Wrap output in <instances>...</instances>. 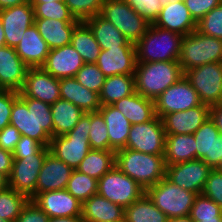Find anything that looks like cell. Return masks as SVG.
<instances>
[{
  "label": "cell",
  "mask_w": 222,
  "mask_h": 222,
  "mask_svg": "<svg viewBox=\"0 0 222 222\" xmlns=\"http://www.w3.org/2000/svg\"><path fill=\"white\" fill-rule=\"evenodd\" d=\"M10 125L21 135L40 142L44 147H49L53 137L51 105L18 95L12 106Z\"/></svg>",
  "instance_id": "1"
},
{
  "label": "cell",
  "mask_w": 222,
  "mask_h": 222,
  "mask_svg": "<svg viewBox=\"0 0 222 222\" xmlns=\"http://www.w3.org/2000/svg\"><path fill=\"white\" fill-rule=\"evenodd\" d=\"M183 76L178 61L137 62L135 89L143 97L154 101Z\"/></svg>",
  "instance_id": "2"
},
{
  "label": "cell",
  "mask_w": 222,
  "mask_h": 222,
  "mask_svg": "<svg viewBox=\"0 0 222 222\" xmlns=\"http://www.w3.org/2000/svg\"><path fill=\"white\" fill-rule=\"evenodd\" d=\"M115 165L147 190L166 177L164 155H151L123 148L115 152Z\"/></svg>",
  "instance_id": "3"
},
{
  "label": "cell",
  "mask_w": 222,
  "mask_h": 222,
  "mask_svg": "<svg viewBox=\"0 0 222 222\" xmlns=\"http://www.w3.org/2000/svg\"><path fill=\"white\" fill-rule=\"evenodd\" d=\"M182 35L150 24L135 44L136 62L178 61Z\"/></svg>",
  "instance_id": "4"
},
{
  "label": "cell",
  "mask_w": 222,
  "mask_h": 222,
  "mask_svg": "<svg viewBox=\"0 0 222 222\" xmlns=\"http://www.w3.org/2000/svg\"><path fill=\"white\" fill-rule=\"evenodd\" d=\"M90 112L85 113L76 126L67 134L52 137L49 151L73 170L91 150L88 137L90 133Z\"/></svg>",
  "instance_id": "5"
},
{
  "label": "cell",
  "mask_w": 222,
  "mask_h": 222,
  "mask_svg": "<svg viewBox=\"0 0 222 222\" xmlns=\"http://www.w3.org/2000/svg\"><path fill=\"white\" fill-rule=\"evenodd\" d=\"M178 62L184 73L204 64L222 62V40L195 30L182 37Z\"/></svg>",
  "instance_id": "6"
},
{
  "label": "cell",
  "mask_w": 222,
  "mask_h": 222,
  "mask_svg": "<svg viewBox=\"0 0 222 222\" xmlns=\"http://www.w3.org/2000/svg\"><path fill=\"white\" fill-rule=\"evenodd\" d=\"M146 194L168 219L189 216L196 193L182 189L166 177L146 190Z\"/></svg>",
  "instance_id": "7"
},
{
  "label": "cell",
  "mask_w": 222,
  "mask_h": 222,
  "mask_svg": "<svg viewBox=\"0 0 222 222\" xmlns=\"http://www.w3.org/2000/svg\"><path fill=\"white\" fill-rule=\"evenodd\" d=\"M145 193L146 190L142 186L124 174L116 165L98 180L97 194L124 209Z\"/></svg>",
  "instance_id": "8"
},
{
  "label": "cell",
  "mask_w": 222,
  "mask_h": 222,
  "mask_svg": "<svg viewBox=\"0 0 222 222\" xmlns=\"http://www.w3.org/2000/svg\"><path fill=\"white\" fill-rule=\"evenodd\" d=\"M100 15L133 44L141 39L150 26L125 0H104Z\"/></svg>",
  "instance_id": "9"
},
{
  "label": "cell",
  "mask_w": 222,
  "mask_h": 222,
  "mask_svg": "<svg viewBox=\"0 0 222 222\" xmlns=\"http://www.w3.org/2000/svg\"><path fill=\"white\" fill-rule=\"evenodd\" d=\"M49 152V147H43L37 154L14 158L8 186L33 200L36 197L38 174Z\"/></svg>",
  "instance_id": "10"
},
{
  "label": "cell",
  "mask_w": 222,
  "mask_h": 222,
  "mask_svg": "<svg viewBox=\"0 0 222 222\" xmlns=\"http://www.w3.org/2000/svg\"><path fill=\"white\" fill-rule=\"evenodd\" d=\"M184 76L209 107L222 103V62L204 64L187 70Z\"/></svg>",
  "instance_id": "11"
},
{
  "label": "cell",
  "mask_w": 222,
  "mask_h": 222,
  "mask_svg": "<svg viewBox=\"0 0 222 222\" xmlns=\"http://www.w3.org/2000/svg\"><path fill=\"white\" fill-rule=\"evenodd\" d=\"M166 133L162 119L157 115L150 121L134 124L126 142L128 149L151 155H164Z\"/></svg>",
  "instance_id": "12"
},
{
  "label": "cell",
  "mask_w": 222,
  "mask_h": 222,
  "mask_svg": "<svg viewBox=\"0 0 222 222\" xmlns=\"http://www.w3.org/2000/svg\"><path fill=\"white\" fill-rule=\"evenodd\" d=\"M201 104L198 93L185 76L154 100L155 113L159 118L173 112L186 111Z\"/></svg>",
  "instance_id": "13"
},
{
  "label": "cell",
  "mask_w": 222,
  "mask_h": 222,
  "mask_svg": "<svg viewBox=\"0 0 222 222\" xmlns=\"http://www.w3.org/2000/svg\"><path fill=\"white\" fill-rule=\"evenodd\" d=\"M212 168L200 159L180 162L166 167V178L182 189L201 194Z\"/></svg>",
  "instance_id": "14"
},
{
  "label": "cell",
  "mask_w": 222,
  "mask_h": 222,
  "mask_svg": "<svg viewBox=\"0 0 222 222\" xmlns=\"http://www.w3.org/2000/svg\"><path fill=\"white\" fill-rule=\"evenodd\" d=\"M19 97L33 98L52 105L61 98L60 79L50 75L42 67H31L27 71Z\"/></svg>",
  "instance_id": "15"
},
{
  "label": "cell",
  "mask_w": 222,
  "mask_h": 222,
  "mask_svg": "<svg viewBox=\"0 0 222 222\" xmlns=\"http://www.w3.org/2000/svg\"><path fill=\"white\" fill-rule=\"evenodd\" d=\"M34 19V9L29 1L0 10L6 46L15 48L27 28L34 24Z\"/></svg>",
  "instance_id": "16"
},
{
  "label": "cell",
  "mask_w": 222,
  "mask_h": 222,
  "mask_svg": "<svg viewBox=\"0 0 222 222\" xmlns=\"http://www.w3.org/2000/svg\"><path fill=\"white\" fill-rule=\"evenodd\" d=\"M210 118V107L201 104L186 111L164 115L162 123L166 135L194 134Z\"/></svg>",
  "instance_id": "17"
},
{
  "label": "cell",
  "mask_w": 222,
  "mask_h": 222,
  "mask_svg": "<svg viewBox=\"0 0 222 222\" xmlns=\"http://www.w3.org/2000/svg\"><path fill=\"white\" fill-rule=\"evenodd\" d=\"M193 135L197 144V159L215 169L222 157V135L214 121L208 118Z\"/></svg>",
  "instance_id": "18"
},
{
  "label": "cell",
  "mask_w": 222,
  "mask_h": 222,
  "mask_svg": "<svg viewBox=\"0 0 222 222\" xmlns=\"http://www.w3.org/2000/svg\"><path fill=\"white\" fill-rule=\"evenodd\" d=\"M28 69L15 48L0 47V90L19 92L25 83Z\"/></svg>",
  "instance_id": "19"
},
{
  "label": "cell",
  "mask_w": 222,
  "mask_h": 222,
  "mask_svg": "<svg viewBox=\"0 0 222 222\" xmlns=\"http://www.w3.org/2000/svg\"><path fill=\"white\" fill-rule=\"evenodd\" d=\"M33 201L49 218L81 216L82 203L66 189L39 193Z\"/></svg>",
  "instance_id": "20"
},
{
  "label": "cell",
  "mask_w": 222,
  "mask_h": 222,
  "mask_svg": "<svg viewBox=\"0 0 222 222\" xmlns=\"http://www.w3.org/2000/svg\"><path fill=\"white\" fill-rule=\"evenodd\" d=\"M83 65L81 55L69 44L50 50L41 67L53 77L63 79L75 77Z\"/></svg>",
  "instance_id": "21"
},
{
  "label": "cell",
  "mask_w": 222,
  "mask_h": 222,
  "mask_svg": "<svg viewBox=\"0 0 222 222\" xmlns=\"http://www.w3.org/2000/svg\"><path fill=\"white\" fill-rule=\"evenodd\" d=\"M136 48L118 47L101 50L96 61L106 77L113 75H134L136 68Z\"/></svg>",
  "instance_id": "22"
},
{
  "label": "cell",
  "mask_w": 222,
  "mask_h": 222,
  "mask_svg": "<svg viewBox=\"0 0 222 222\" xmlns=\"http://www.w3.org/2000/svg\"><path fill=\"white\" fill-rule=\"evenodd\" d=\"M153 25L185 36L196 30L197 22L182 0L163 5Z\"/></svg>",
  "instance_id": "23"
},
{
  "label": "cell",
  "mask_w": 222,
  "mask_h": 222,
  "mask_svg": "<svg viewBox=\"0 0 222 222\" xmlns=\"http://www.w3.org/2000/svg\"><path fill=\"white\" fill-rule=\"evenodd\" d=\"M72 171L69 165L49 152L38 174L36 196L47 191L66 189Z\"/></svg>",
  "instance_id": "24"
},
{
  "label": "cell",
  "mask_w": 222,
  "mask_h": 222,
  "mask_svg": "<svg viewBox=\"0 0 222 222\" xmlns=\"http://www.w3.org/2000/svg\"><path fill=\"white\" fill-rule=\"evenodd\" d=\"M15 50L29 68L41 67L50 52V48L39 34L35 24L27 28Z\"/></svg>",
  "instance_id": "25"
},
{
  "label": "cell",
  "mask_w": 222,
  "mask_h": 222,
  "mask_svg": "<svg viewBox=\"0 0 222 222\" xmlns=\"http://www.w3.org/2000/svg\"><path fill=\"white\" fill-rule=\"evenodd\" d=\"M78 20L35 18L34 24L50 50L69 45Z\"/></svg>",
  "instance_id": "26"
},
{
  "label": "cell",
  "mask_w": 222,
  "mask_h": 222,
  "mask_svg": "<svg viewBox=\"0 0 222 222\" xmlns=\"http://www.w3.org/2000/svg\"><path fill=\"white\" fill-rule=\"evenodd\" d=\"M125 209L95 194L82 203L81 217L85 222H116L124 219Z\"/></svg>",
  "instance_id": "27"
},
{
  "label": "cell",
  "mask_w": 222,
  "mask_h": 222,
  "mask_svg": "<svg viewBox=\"0 0 222 222\" xmlns=\"http://www.w3.org/2000/svg\"><path fill=\"white\" fill-rule=\"evenodd\" d=\"M60 97L73 103L84 113L101 108L99 94L82 86L74 77L60 79Z\"/></svg>",
  "instance_id": "28"
},
{
  "label": "cell",
  "mask_w": 222,
  "mask_h": 222,
  "mask_svg": "<svg viewBox=\"0 0 222 222\" xmlns=\"http://www.w3.org/2000/svg\"><path fill=\"white\" fill-rule=\"evenodd\" d=\"M98 111L102 114L108 130L109 150L116 152L125 148L131 123L112 105L101 106Z\"/></svg>",
  "instance_id": "29"
},
{
  "label": "cell",
  "mask_w": 222,
  "mask_h": 222,
  "mask_svg": "<svg viewBox=\"0 0 222 222\" xmlns=\"http://www.w3.org/2000/svg\"><path fill=\"white\" fill-rule=\"evenodd\" d=\"M112 106L119 110L131 125L146 123L156 116L154 101L137 92L114 102Z\"/></svg>",
  "instance_id": "30"
},
{
  "label": "cell",
  "mask_w": 222,
  "mask_h": 222,
  "mask_svg": "<svg viewBox=\"0 0 222 222\" xmlns=\"http://www.w3.org/2000/svg\"><path fill=\"white\" fill-rule=\"evenodd\" d=\"M85 23L90 27L102 50L118 47H135V44L129 42L110 21L100 14L89 18Z\"/></svg>",
  "instance_id": "31"
},
{
  "label": "cell",
  "mask_w": 222,
  "mask_h": 222,
  "mask_svg": "<svg viewBox=\"0 0 222 222\" xmlns=\"http://www.w3.org/2000/svg\"><path fill=\"white\" fill-rule=\"evenodd\" d=\"M164 159L166 166L197 159V144L194 135H166Z\"/></svg>",
  "instance_id": "32"
},
{
  "label": "cell",
  "mask_w": 222,
  "mask_h": 222,
  "mask_svg": "<svg viewBox=\"0 0 222 222\" xmlns=\"http://www.w3.org/2000/svg\"><path fill=\"white\" fill-rule=\"evenodd\" d=\"M53 137L69 133L85 114L73 103L60 98L51 105Z\"/></svg>",
  "instance_id": "33"
},
{
  "label": "cell",
  "mask_w": 222,
  "mask_h": 222,
  "mask_svg": "<svg viewBox=\"0 0 222 222\" xmlns=\"http://www.w3.org/2000/svg\"><path fill=\"white\" fill-rule=\"evenodd\" d=\"M136 92L134 75H113L105 78L99 94L101 106L112 105L114 102Z\"/></svg>",
  "instance_id": "34"
},
{
  "label": "cell",
  "mask_w": 222,
  "mask_h": 222,
  "mask_svg": "<svg viewBox=\"0 0 222 222\" xmlns=\"http://www.w3.org/2000/svg\"><path fill=\"white\" fill-rule=\"evenodd\" d=\"M113 166H115V151L91 149L76 170L99 180Z\"/></svg>",
  "instance_id": "35"
},
{
  "label": "cell",
  "mask_w": 222,
  "mask_h": 222,
  "mask_svg": "<svg viewBox=\"0 0 222 222\" xmlns=\"http://www.w3.org/2000/svg\"><path fill=\"white\" fill-rule=\"evenodd\" d=\"M70 44L81 55L84 63H96L102 50L85 22H80L75 27Z\"/></svg>",
  "instance_id": "36"
},
{
  "label": "cell",
  "mask_w": 222,
  "mask_h": 222,
  "mask_svg": "<svg viewBox=\"0 0 222 222\" xmlns=\"http://www.w3.org/2000/svg\"><path fill=\"white\" fill-rule=\"evenodd\" d=\"M124 219L126 222H167L168 217L145 193L125 208Z\"/></svg>",
  "instance_id": "37"
},
{
  "label": "cell",
  "mask_w": 222,
  "mask_h": 222,
  "mask_svg": "<svg viewBox=\"0 0 222 222\" xmlns=\"http://www.w3.org/2000/svg\"><path fill=\"white\" fill-rule=\"evenodd\" d=\"M28 200L9 186L0 190V219L15 222Z\"/></svg>",
  "instance_id": "38"
},
{
  "label": "cell",
  "mask_w": 222,
  "mask_h": 222,
  "mask_svg": "<svg viewBox=\"0 0 222 222\" xmlns=\"http://www.w3.org/2000/svg\"><path fill=\"white\" fill-rule=\"evenodd\" d=\"M98 180L73 170L68 181L66 190L75 197L78 201L83 203L91 196L97 194Z\"/></svg>",
  "instance_id": "39"
},
{
  "label": "cell",
  "mask_w": 222,
  "mask_h": 222,
  "mask_svg": "<svg viewBox=\"0 0 222 222\" xmlns=\"http://www.w3.org/2000/svg\"><path fill=\"white\" fill-rule=\"evenodd\" d=\"M90 124L88 141L91 149L109 150L108 130L99 111L90 112Z\"/></svg>",
  "instance_id": "40"
},
{
  "label": "cell",
  "mask_w": 222,
  "mask_h": 222,
  "mask_svg": "<svg viewBox=\"0 0 222 222\" xmlns=\"http://www.w3.org/2000/svg\"><path fill=\"white\" fill-rule=\"evenodd\" d=\"M189 217L194 222L216 220V218H222V208L210 198L199 194L195 197Z\"/></svg>",
  "instance_id": "41"
},
{
  "label": "cell",
  "mask_w": 222,
  "mask_h": 222,
  "mask_svg": "<svg viewBox=\"0 0 222 222\" xmlns=\"http://www.w3.org/2000/svg\"><path fill=\"white\" fill-rule=\"evenodd\" d=\"M74 78L85 88L100 94L106 76L96 63H84Z\"/></svg>",
  "instance_id": "42"
},
{
  "label": "cell",
  "mask_w": 222,
  "mask_h": 222,
  "mask_svg": "<svg viewBox=\"0 0 222 222\" xmlns=\"http://www.w3.org/2000/svg\"><path fill=\"white\" fill-rule=\"evenodd\" d=\"M34 18H48L57 20H75L64 1L31 3Z\"/></svg>",
  "instance_id": "43"
},
{
  "label": "cell",
  "mask_w": 222,
  "mask_h": 222,
  "mask_svg": "<svg viewBox=\"0 0 222 222\" xmlns=\"http://www.w3.org/2000/svg\"><path fill=\"white\" fill-rule=\"evenodd\" d=\"M75 20L85 22L100 14L104 0H64Z\"/></svg>",
  "instance_id": "44"
},
{
  "label": "cell",
  "mask_w": 222,
  "mask_h": 222,
  "mask_svg": "<svg viewBox=\"0 0 222 222\" xmlns=\"http://www.w3.org/2000/svg\"><path fill=\"white\" fill-rule=\"evenodd\" d=\"M196 30L222 40V2L197 22Z\"/></svg>",
  "instance_id": "45"
},
{
  "label": "cell",
  "mask_w": 222,
  "mask_h": 222,
  "mask_svg": "<svg viewBox=\"0 0 222 222\" xmlns=\"http://www.w3.org/2000/svg\"><path fill=\"white\" fill-rule=\"evenodd\" d=\"M149 24L157 20L162 4L160 0H125Z\"/></svg>",
  "instance_id": "46"
},
{
  "label": "cell",
  "mask_w": 222,
  "mask_h": 222,
  "mask_svg": "<svg viewBox=\"0 0 222 222\" xmlns=\"http://www.w3.org/2000/svg\"><path fill=\"white\" fill-rule=\"evenodd\" d=\"M222 208V172L212 169L205 182L202 193Z\"/></svg>",
  "instance_id": "47"
},
{
  "label": "cell",
  "mask_w": 222,
  "mask_h": 222,
  "mask_svg": "<svg viewBox=\"0 0 222 222\" xmlns=\"http://www.w3.org/2000/svg\"><path fill=\"white\" fill-rule=\"evenodd\" d=\"M18 95V91L0 90V131L10 124L12 106Z\"/></svg>",
  "instance_id": "48"
},
{
  "label": "cell",
  "mask_w": 222,
  "mask_h": 222,
  "mask_svg": "<svg viewBox=\"0 0 222 222\" xmlns=\"http://www.w3.org/2000/svg\"><path fill=\"white\" fill-rule=\"evenodd\" d=\"M49 216L33 200H28L15 222H48Z\"/></svg>",
  "instance_id": "49"
},
{
  "label": "cell",
  "mask_w": 222,
  "mask_h": 222,
  "mask_svg": "<svg viewBox=\"0 0 222 222\" xmlns=\"http://www.w3.org/2000/svg\"><path fill=\"white\" fill-rule=\"evenodd\" d=\"M184 2L191 16L198 22L208 12L218 6L222 0H184Z\"/></svg>",
  "instance_id": "50"
},
{
  "label": "cell",
  "mask_w": 222,
  "mask_h": 222,
  "mask_svg": "<svg viewBox=\"0 0 222 222\" xmlns=\"http://www.w3.org/2000/svg\"><path fill=\"white\" fill-rule=\"evenodd\" d=\"M43 147L40 142L21 135L12 154L14 158H25L28 155L37 154Z\"/></svg>",
  "instance_id": "51"
},
{
  "label": "cell",
  "mask_w": 222,
  "mask_h": 222,
  "mask_svg": "<svg viewBox=\"0 0 222 222\" xmlns=\"http://www.w3.org/2000/svg\"><path fill=\"white\" fill-rule=\"evenodd\" d=\"M20 137V132L14 126L10 124L5 126L0 131V147L3 150L13 152Z\"/></svg>",
  "instance_id": "52"
},
{
  "label": "cell",
  "mask_w": 222,
  "mask_h": 222,
  "mask_svg": "<svg viewBox=\"0 0 222 222\" xmlns=\"http://www.w3.org/2000/svg\"><path fill=\"white\" fill-rule=\"evenodd\" d=\"M13 160L14 157L12 152L3 150L0 147V173L4 174L7 178L10 177Z\"/></svg>",
  "instance_id": "53"
},
{
  "label": "cell",
  "mask_w": 222,
  "mask_h": 222,
  "mask_svg": "<svg viewBox=\"0 0 222 222\" xmlns=\"http://www.w3.org/2000/svg\"><path fill=\"white\" fill-rule=\"evenodd\" d=\"M210 118L214 121L217 129L222 135V103L210 107Z\"/></svg>",
  "instance_id": "54"
},
{
  "label": "cell",
  "mask_w": 222,
  "mask_h": 222,
  "mask_svg": "<svg viewBox=\"0 0 222 222\" xmlns=\"http://www.w3.org/2000/svg\"><path fill=\"white\" fill-rule=\"evenodd\" d=\"M48 222H85V220L81 216L53 217L49 218Z\"/></svg>",
  "instance_id": "55"
},
{
  "label": "cell",
  "mask_w": 222,
  "mask_h": 222,
  "mask_svg": "<svg viewBox=\"0 0 222 222\" xmlns=\"http://www.w3.org/2000/svg\"><path fill=\"white\" fill-rule=\"evenodd\" d=\"M28 1L29 0H0V10L14 7L26 3Z\"/></svg>",
  "instance_id": "56"
},
{
  "label": "cell",
  "mask_w": 222,
  "mask_h": 222,
  "mask_svg": "<svg viewBox=\"0 0 222 222\" xmlns=\"http://www.w3.org/2000/svg\"><path fill=\"white\" fill-rule=\"evenodd\" d=\"M167 222H194L189 216L168 219Z\"/></svg>",
  "instance_id": "57"
},
{
  "label": "cell",
  "mask_w": 222,
  "mask_h": 222,
  "mask_svg": "<svg viewBox=\"0 0 222 222\" xmlns=\"http://www.w3.org/2000/svg\"><path fill=\"white\" fill-rule=\"evenodd\" d=\"M7 186H8V178L4 174L0 173V190H3Z\"/></svg>",
  "instance_id": "58"
},
{
  "label": "cell",
  "mask_w": 222,
  "mask_h": 222,
  "mask_svg": "<svg viewBox=\"0 0 222 222\" xmlns=\"http://www.w3.org/2000/svg\"><path fill=\"white\" fill-rule=\"evenodd\" d=\"M3 46H6V42H5V35L3 31V25L0 20V47H3Z\"/></svg>",
  "instance_id": "59"
},
{
  "label": "cell",
  "mask_w": 222,
  "mask_h": 222,
  "mask_svg": "<svg viewBox=\"0 0 222 222\" xmlns=\"http://www.w3.org/2000/svg\"><path fill=\"white\" fill-rule=\"evenodd\" d=\"M52 1H64V0H29L30 3H46V2H52Z\"/></svg>",
  "instance_id": "60"
},
{
  "label": "cell",
  "mask_w": 222,
  "mask_h": 222,
  "mask_svg": "<svg viewBox=\"0 0 222 222\" xmlns=\"http://www.w3.org/2000/svg\"><path fill=\"white\" fill-rule=\"evenodd\" d=\"M177 1H182V0H160L162 6L165 5L167 2L168 3H174V2H177Z\"/></svg>",
  "instance_id": "61"
},
{
  "label": "cell",
  "mask_w": 222,
  "mask_h": 222,
  "mask_svg": "<svg viewBox=\"0 0 222 222\" xmlns=\"http://www.w3.org/2000/svg\"><path fill=\"white\" fill-rule=\"evenodd\" d=\"M199 222H222V218H216V220H200Z\"/></svg>",
  "instance_id": "62"
},
{
  "label": "cell",
  "mask_w": 222,
  "mask_h": 222,
  "mask_svg": "<svg viewBox=\"0 0 222 222\" xmlns=\"http://www.w3.org/2000/svg\"><path fill=\"white\" fill-rule=\"evenodd\" d=\"M215 169H217V170L222 172V157L220 159V162H219L218 166Z\"/></svg>",
  "instance_id": "63"
},
{
  "label": "cell",
  "mask_w": 222,
  "mask_h": 222,
  "mask_svg": "<svg viewBox=\"0 0 222 222\" xmlns=\"http://www.w3.org/2000/svg\"><path fill=\"white\" fill-rule=\"evenodd\" d=\"M0 222H9V221L4 220V219H0Z\"/></svg>",
  "instance_id": "64"
},
{
  "label": "cell",
  "mask_w": 222,
  "mask_h": 222,
  "mask_svg": "<svg viewBox=\"0 0 222 222\" xmlns=\"http://www.w3.org/2000/svg\"><path fill=\"white\" fill-rule=\"evenodd\" d=\"M116 222H126V220L122 219V220H119V221H116Z\"/></svg>",
  "instance_id": "65"
}]
</instances>
